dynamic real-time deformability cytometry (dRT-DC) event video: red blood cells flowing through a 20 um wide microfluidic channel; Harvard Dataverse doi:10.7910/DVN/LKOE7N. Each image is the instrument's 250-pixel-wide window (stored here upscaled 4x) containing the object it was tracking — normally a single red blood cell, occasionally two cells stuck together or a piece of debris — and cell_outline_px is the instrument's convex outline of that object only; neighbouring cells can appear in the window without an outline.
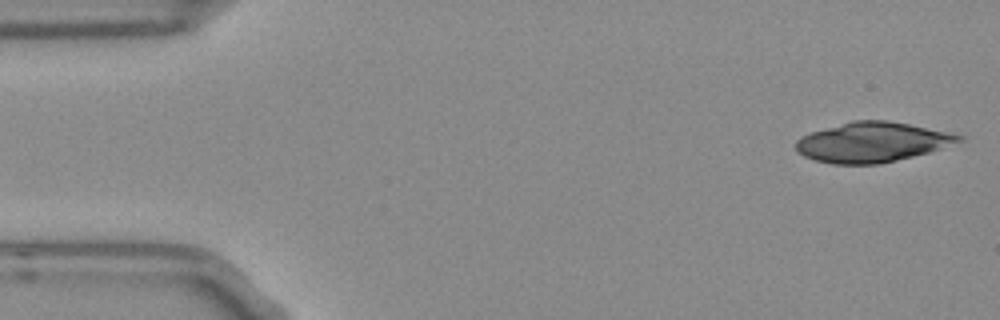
{"species": "Egyptian fruit bat (a non-hibernating species)", "species_latin": "Rousettus aegyptiacus", "temperature_condition": "room temperature", "stored_images_in_passage": 28, "camera_frame_rate_fps": 3000, "um_per_image_px": 0.085, "frame": {"image": 1, "passage_image": 1, "time_ms": 0.0, "image_size_px": [1000, 320], "cell_outline_px": [[964, 140], [928, 152], [880, 164], [832, 164], [816, 160], [804, 156], [796, 152], [796, 140], [800, 136], [812, 132], [852, 120], [888, 120], [948, 132], [964, 136]], "centroid_in_image_um": [74.1, 12.08], "position_along_channel_um": 10.9, "area_um2": 37.63}}
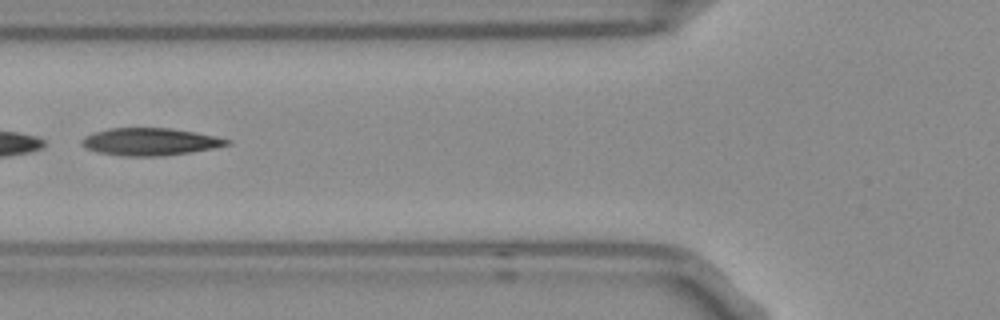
{"frame": {"image": 2, "passage_image": 19, "time_ms": 6.0, "image_size_px": [1000, 320], "cell_outline_px": [[232, 144], [192, 152], [164, 156], [120, 156], [96, 152], [84, 148], [80, 144], [80, 140], [84, 136], [92, 132], [108, 128], [172, 128], [196, 132], [216, 136], [232, 140]], "centroid_in_image_um": [12.72, 12.05], "position_along_channel_um": 113.1, "area_um2": 23.64}}